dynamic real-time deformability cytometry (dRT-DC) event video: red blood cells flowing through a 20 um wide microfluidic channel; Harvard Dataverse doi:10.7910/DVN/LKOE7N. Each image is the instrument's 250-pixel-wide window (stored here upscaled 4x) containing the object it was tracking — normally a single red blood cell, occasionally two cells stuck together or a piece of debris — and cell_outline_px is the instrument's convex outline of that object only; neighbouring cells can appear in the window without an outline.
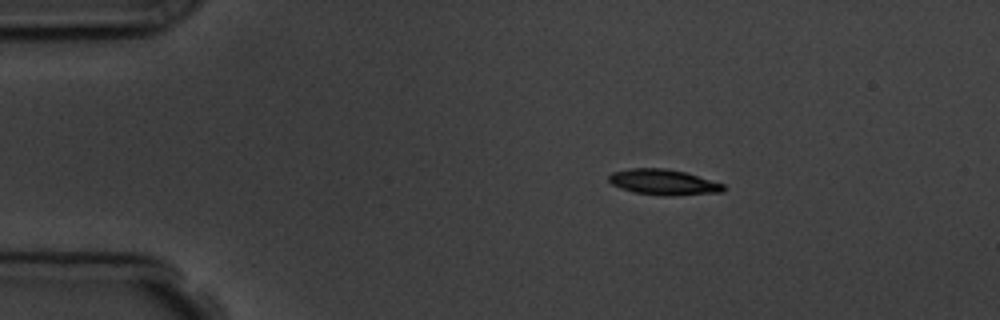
{"species": "common noctule bat (a hibernating species)", "species_latin": "Nyctalus noctula", "temperature_condition": "room temperature", "stored_images_in_passage": 4, "camera_frame_rate_fps": 3000, "um_per_image_px": 0.085, "animal": {"sex": "male", "body_mass_g": 19.5, "forearm_length_mm": 54.6}, "frame": {"image": 1, "passage_image": 1, "time_ms": 0.0, "image_size_px": [1000, 320], "cell_outline_px": [[724, 192], [668, 196], [664, 196], [632, 192], [620, 188], [612, 184], [608, 180], [608, 176], [612, 172], [632, 168], [664, 168], [684, 172], [724, 184]], "centroid_in_image_um": [56.36, 15.49], "position_along_channel_um": 28.6, "area_um2": 17.05}}
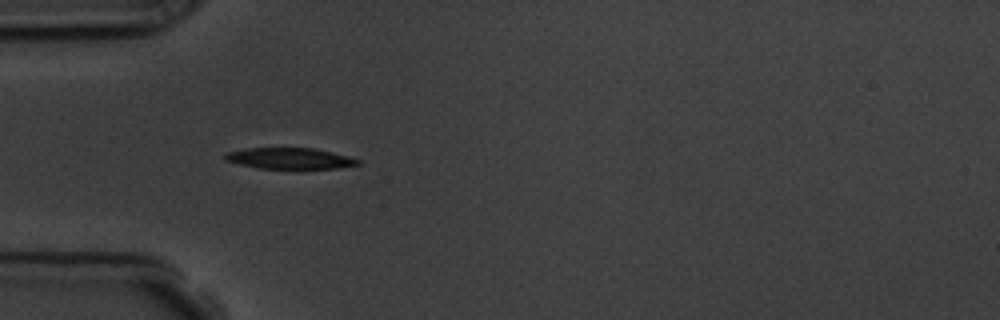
{"frame": {"image": 2, "passage_image": 3, "time_ms": 2.333, "image_size_px": [1000, 320], "cell_outline_px": [[360, 164], [336, 168], [256, 168], [224, 160], [224, 156], [228, 152], [248, 148], [316, 148], [348, 156], [360, 160]], "centroid_in_image_um": [24.63, 13.46], "position_along_channel_um": 60.4, "area_um2": 16.13}}